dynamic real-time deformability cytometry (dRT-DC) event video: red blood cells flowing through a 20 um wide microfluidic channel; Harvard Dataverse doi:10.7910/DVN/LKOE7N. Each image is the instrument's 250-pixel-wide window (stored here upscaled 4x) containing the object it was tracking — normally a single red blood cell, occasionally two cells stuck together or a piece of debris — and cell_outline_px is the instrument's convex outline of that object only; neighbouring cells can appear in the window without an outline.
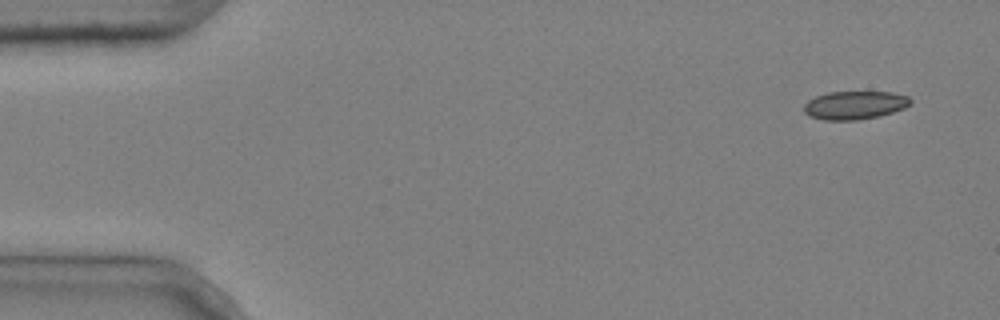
{"species": "common noctule bat (a hibernating species)", "species_latin": "Nyctalus noctula", "temperature_condition": "cold", "stored_images_in_passage": 4, "camera_frame_rate_fps": 3000, "um_per_image_px": 0.085, "animal": {"sex": "male", "body_mass_g": 20.4}, "frame": {"image": 1, "passage_image": 1, "time_ms": 0.0, "image_size_px": [1000, 320], "cell_outline_px": [[912, 104], [904, 108], [880, 116], [860, 120], [824, 120], [808, 116], [804, 112], [804, 104], [808, 100], [816, 96], [828, 92], [892, 92], [908, 96], [912, 100]], "centroid_in_image_um": [72.66, 8.94], "position_along_channel_um": 12.3, "area_um2": 17.74}}
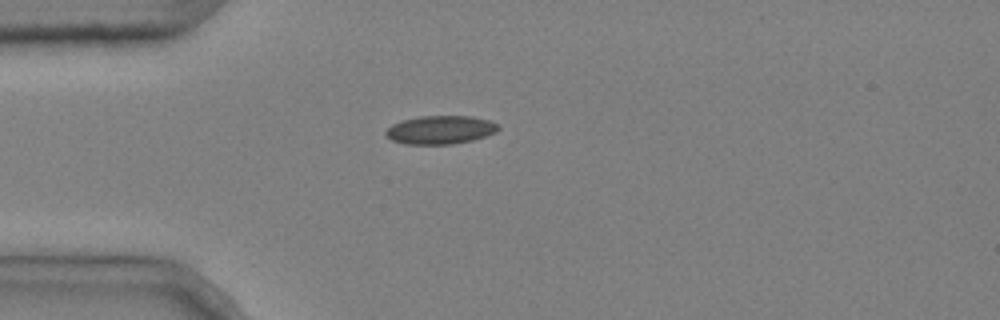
{"frame": {"image": 2, "passage_image": 3, "time_ms": 0.667, "image_size_px": [1000, 320], "cell_outline_px": [[500, 128], [496, 132], [472, 140], [452, 144], [404, 144], [392, 140], [384, 136], [384, 132], [392, 124], [404, 120], [420, 116], [472, 116], [492, 120], [500, 124]], "centroid_in_image_um": [37.45, 11.03], "position_along_channel_um": 47.5, "area_um2": 18.79}}